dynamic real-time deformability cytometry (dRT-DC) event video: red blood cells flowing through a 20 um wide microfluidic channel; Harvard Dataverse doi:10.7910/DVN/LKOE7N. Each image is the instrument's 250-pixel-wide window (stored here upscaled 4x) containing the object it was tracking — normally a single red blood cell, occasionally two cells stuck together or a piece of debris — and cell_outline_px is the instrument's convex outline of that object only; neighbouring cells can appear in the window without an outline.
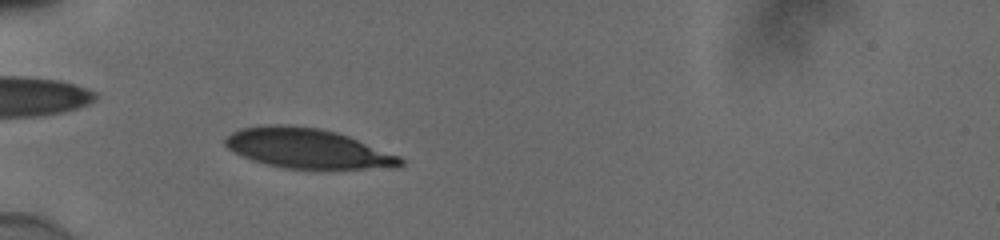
{"species": "human", "species_latin": "Homo sapiens", "temperature_condition": "cold", "stored_images_in_passage": 46, "camera_frame_rate_fps": 3000, "um_per_image_px": 0.085, "donor": {"sex": "male"}, "frame": {"image": 1, "passage_image": 10, "time_ms": 3.0, "image_size_px": [1000, 240], "cell_outline_px": [[404, 164], [400, 168], [328, 172], [284, 168], [252, 160], [232, 152], [224, 144], [224, 140], [232, 132], [240, 128], [268, 124], [288, 124], [320, 128], [336, 132], [348, 136], [400, 156], [404, 160]], "centroid_in_image_um": [26.23, 12.67], "position_along_channel_um": 58.8, "area_um2": 42.31}}
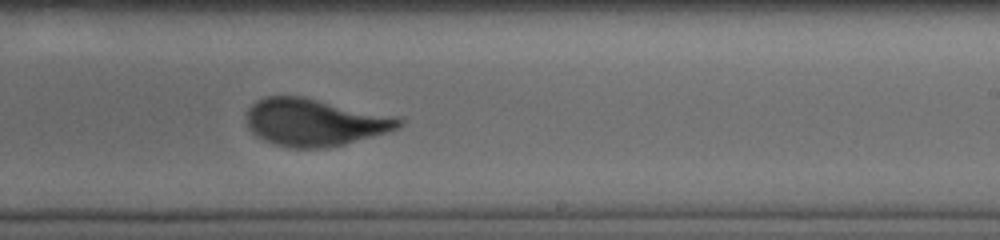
{"frame": {"image": 2, "passage_image": 27, "time_ms": 8.667, "image_size_px": [1000, 240], "cell_outline_px": [[404, 124], [400, 128], [388, 132], [344, 144], [328, 148], [288, 148], [272, 144], [256, 136], [248, 128], [248, 108], [256, 100], [268, 96], [300, 96], [396, 116], [404, 120]], "centroid_in_image_um": [26.76, 10.41], "position_along_channel_um": 262.2, "area_um2": 42.08}}
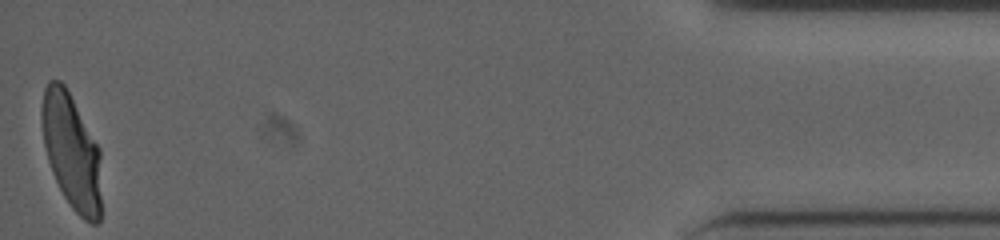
{"frame": {"image": 3, "passage_image": 46, "time_ms": 15.0, "image_size_px": [1000, 240], "cell_outline_px": [[100, 224], [92, 224], [84, 220], [72, 208], [64, 196], [52, 172], [48, 160], [44, 144], [40, 120], [40, 112], [44, 88], [48, 80], [60, 80], [64, 84], [100, 148]], "centroid_in_image_um": [6.07, 12.86], "position_along_channel_um": 429.1, "area_um2": 40.17}, "authors_computed_cell_mechanics": {"area_um2": 41.4137, "velocity_mm_per_s": 3.8411, "shape_relaxation_time_tau1_ms": 4.0401, "shape_relaxation_time_tau2_ms": null, "deformation_change_tau1": 0.1633, "deformation_change_tau2": null}}